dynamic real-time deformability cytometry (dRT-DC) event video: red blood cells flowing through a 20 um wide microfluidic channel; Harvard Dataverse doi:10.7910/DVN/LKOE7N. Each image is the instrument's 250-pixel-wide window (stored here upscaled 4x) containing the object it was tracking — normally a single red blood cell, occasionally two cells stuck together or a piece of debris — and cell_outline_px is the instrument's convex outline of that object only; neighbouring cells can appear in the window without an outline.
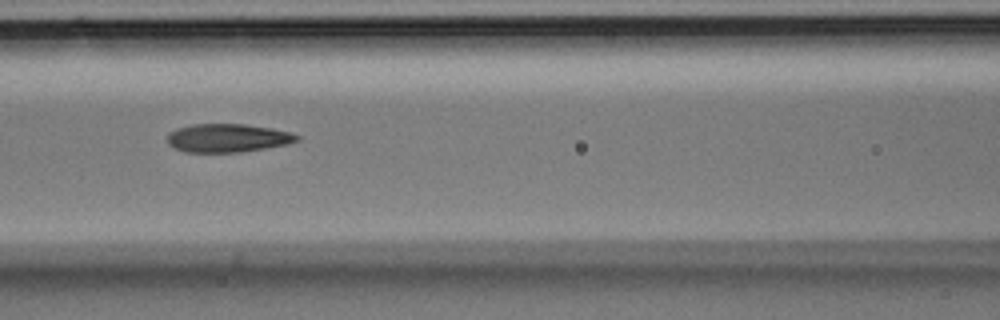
{"species": "Egyptian fruit bat (a non-hibernating species)", "species_latin": "Rousettus aegyptiacus", "temperature_condition": "room temperature", "stored_images_in_passage": 4, "camera_frame_rate_fps": 3000, "um_per_image_px": 0.085, "animal": {"sex": "male"}, "frame": {"image": 1, "passage_image": 3, "time_ms": 0.667, "image_size_px": [1000, 320], "cell_outline_px": [[300, 140], [288, 144], [240, 152], [184, 152], [168, 144], [168, 132], [176, 128], [192, 124], [244, 124], [272, 128], [292, 132], [300, 136]], "centroid_in_image_um": [19.36, 11.72], "position_along_channel_um": 147.2, "area_um2": 21.56}}
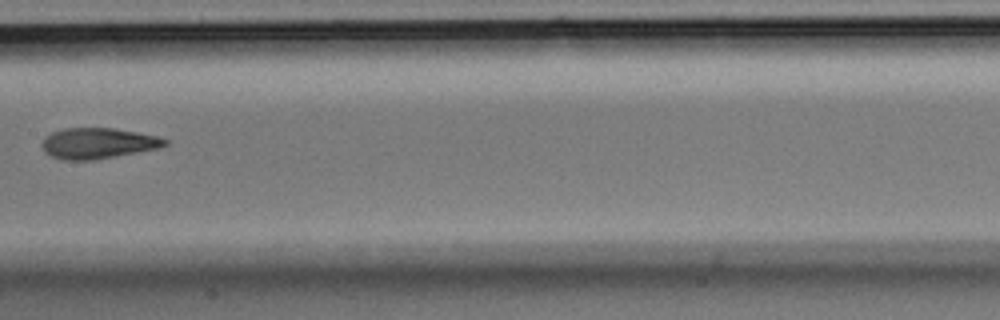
{"frame": {"image": 2, "passage_image": 4, "time_ms": 1.0, "image_size_px": [1000, 320], "cell_outline_px": [[168, 144], [160, 148], [92, 160], [60, 160], [44, 152], [40, 144], [44, 136], [52, 132], [64, 128], [112, 128], [136, 132], [156, 136], [168, 140]], "centroid_in_image_um": [8.27, 12.18], "position_along_channel_um": 199.1, "area_um2": 22.08}}